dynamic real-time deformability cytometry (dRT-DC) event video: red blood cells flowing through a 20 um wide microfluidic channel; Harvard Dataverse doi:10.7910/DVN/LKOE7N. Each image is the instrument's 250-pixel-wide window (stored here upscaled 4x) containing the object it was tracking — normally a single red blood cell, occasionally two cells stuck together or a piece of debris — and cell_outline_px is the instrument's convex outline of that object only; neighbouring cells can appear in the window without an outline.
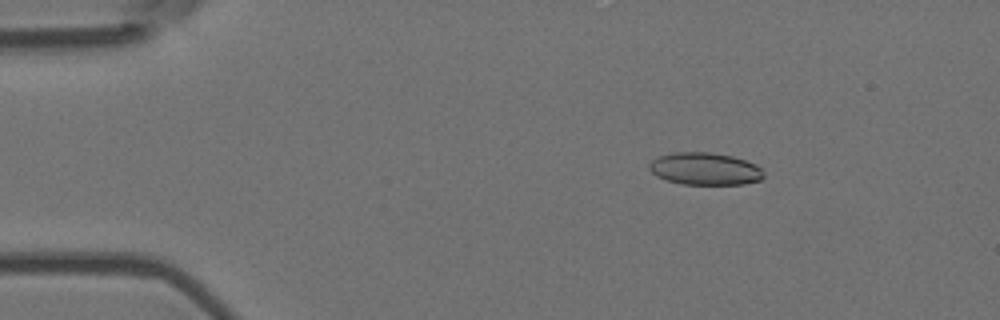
{"species": "Egyptian fruit bat (a non-hibernating species)", "species_latin": "Rousettus aegyptiacus", "temperature_condition": "room temperature", "stored_images_in_passage": 4, "camera_frame_rate_fps": 3000, "um_per_image_px": 0.085, "animal": {"sex": "female"}, "frame": {"image": 1, "passage_image": 2, "time_ms": 0.333, "image_size_px": [1000, 320], "cell_outline_px": [[764, 176], [760, 180], [744, 184], [680, 184], [656, 176], [648, 168], [648, 164], [652, 160], [660, 156], [672, 152], [712, 152], [732, 156], [756, 164], [764, 172]], "centroid_in_image_um": [59.91, 14.34], "position_along_channel_um": 25.1, "area_um2": 21.62}}